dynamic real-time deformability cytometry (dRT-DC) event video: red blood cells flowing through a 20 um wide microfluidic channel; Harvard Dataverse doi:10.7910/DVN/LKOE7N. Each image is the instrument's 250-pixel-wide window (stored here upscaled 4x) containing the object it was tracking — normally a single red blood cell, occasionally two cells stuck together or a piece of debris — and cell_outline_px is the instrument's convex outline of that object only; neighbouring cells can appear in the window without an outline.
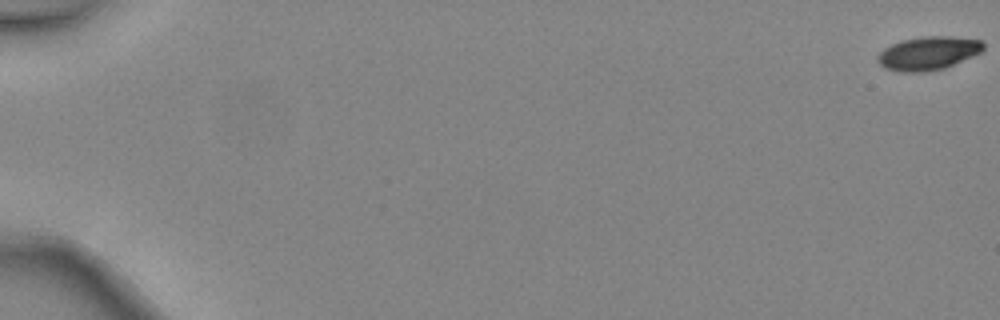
{"species": "common noctule bat (a hibernating species)", "species_latin": "Nyctalus noctula", "temperature_condition": "warm", "stored_images_in_passage": 7, "camera_frame_rate_fps": 3000, "um_per_image_px": 0.085, "animal": {"sex": "female", "body_mass_g": 24.6, "forearm_length_mm": 56.2}, "frame": {"image": 1, "passage_image": 1, "time_ms": 0.0, "image_size_px": [1000, 320], "cell_outline_px": [[984, 48], [980, 52], [972, 56], [944, 68], [924, 72], [900, 72], [884, 68], [876, 60], [876, 56], [884, 48], [900, 40], [924, 36], [952, 36], [980, 40], [984, 44]], "centroid_in_image_um": [78.85, 4.52], "position_along_channel_um": 6.1, "area_um2": 20.63}}